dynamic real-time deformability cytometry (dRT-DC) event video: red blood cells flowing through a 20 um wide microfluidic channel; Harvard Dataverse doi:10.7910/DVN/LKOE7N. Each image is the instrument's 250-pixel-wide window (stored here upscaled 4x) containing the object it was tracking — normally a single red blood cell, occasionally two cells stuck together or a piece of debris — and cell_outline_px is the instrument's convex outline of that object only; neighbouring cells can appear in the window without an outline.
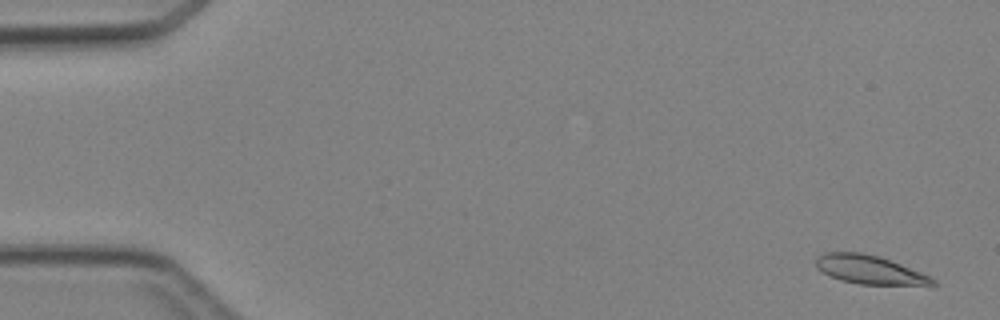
{"species": "Egyptian fruit bat (a non-hibernating species)", "species_latin": "Rousettus aegyptiacus", "temperature_condition": "cold", "stored_images_in_passage": 4, "camera_frame_rate_fps": 3000, "um_per_image_px": 0.085, "animal": {"sex": "female"}, "frame": {"image": 1, "passage_image": 1, "time_ms": 0.0, "image_size_px": [1000, 320], "cell_outline_px": [[940, 284], [860, 284], [840, 280], [828, 276], [816, 268], [816, 256], [824, 252], [860, 252], [880, 256], [920, 272], [936, 280]], "centroid_in_image_um": [73.82, 22.9], "position_along_channel_um": 11.2, "area_um2": 19.31}}